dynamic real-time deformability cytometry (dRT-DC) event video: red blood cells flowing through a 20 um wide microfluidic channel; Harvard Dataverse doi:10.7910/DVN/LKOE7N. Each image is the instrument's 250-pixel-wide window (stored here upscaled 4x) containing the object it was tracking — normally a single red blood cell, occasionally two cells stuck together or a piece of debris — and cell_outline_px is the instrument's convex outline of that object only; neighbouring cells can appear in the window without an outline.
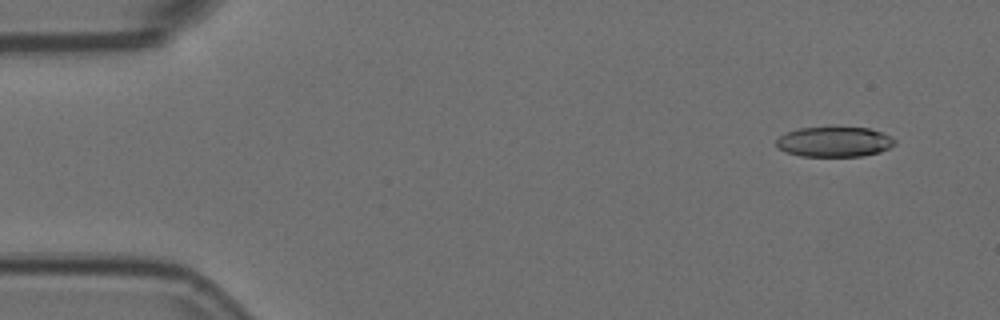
{"species": "Egyptian fruit bat (a non-hibernating species)", "species_latin": "Rousettus aegyptiacus", "temperature_condition": "room temperature", "stored_images_in_passage": 53, "camera_frame_rate_fps": 3000, "um_per_image_px": 0.085, "animal": {"sex": "female"}, "frame": {"image": 1, "passage_image": 2, "time_ms": 0.333, "image_size_px": [1000, 320], "cell_outline_px": [[896, 144], [880, 152], [864, 156], [800, 156], [776, 148], [776, 140], [780, 136], [796, 128], [868, 128], [892, 136], [896, 140]], "centroid_in_image_um": [70.93, 12.06], "position_along_channel_um": 14.1, "area_um2": 20.69}}
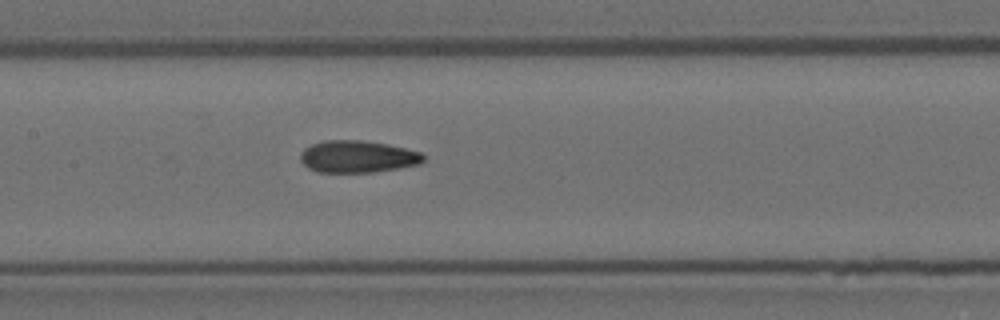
{"frame": {"image": 2, "passage_image": 24, "time_ms": 7.667, "image_size_px": [1000, 320], "cell_outline_px": [[424, 160], [420, 164], [400, 168], [372, 172], [316, 172], [308, 168], [300, 160], [300, 156], [304, 148], [312, 144], [324, 140], [360, 140], [388, 144], [420, 152], [424, 156]], "centroid_in_image_um": [30.38, 13.31], "position_along_channel_um": 177.0, "area_um2": 23.0}}
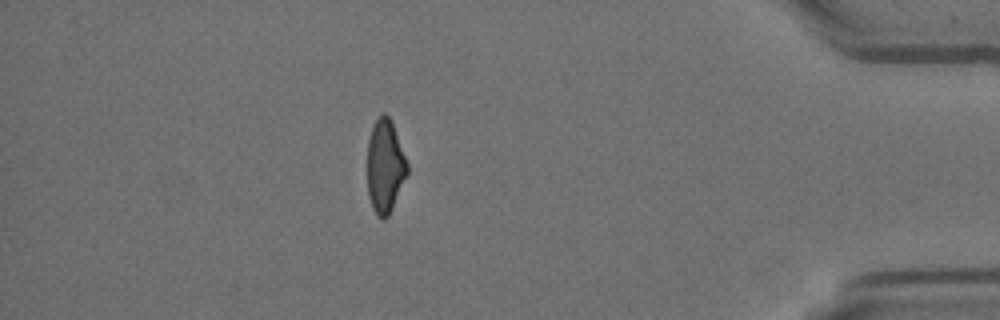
{"frame": {"image": 3, "passage_image": 46, "time_ms": 15.0, "image_size_px": [1000, 320], "cell_outline_px": [[408, 172], [392, 208], [388, 216], [384, 220], [376, 216], [372, 208], [368, 196], [368, 140], [372, 128], [376, 120], [384, 112], [392, 120], [408, 164]], "centroid_in_image_um": [32.73, 14.15], "position_along_channel_um": 402.5, "area_um2": 21.68}, "authors_computed_cell_mechanics": {"area_um2": 22.8888, "velocity_mm_per_s": 3.7001, "shape_relaxation_time_tau1_ms": 11.053, "shape_relaxation_time_tau2_ms": 1.973, "deformation_change_tau1": 0.2605, "deformation_change_tau2": 0.0936}}